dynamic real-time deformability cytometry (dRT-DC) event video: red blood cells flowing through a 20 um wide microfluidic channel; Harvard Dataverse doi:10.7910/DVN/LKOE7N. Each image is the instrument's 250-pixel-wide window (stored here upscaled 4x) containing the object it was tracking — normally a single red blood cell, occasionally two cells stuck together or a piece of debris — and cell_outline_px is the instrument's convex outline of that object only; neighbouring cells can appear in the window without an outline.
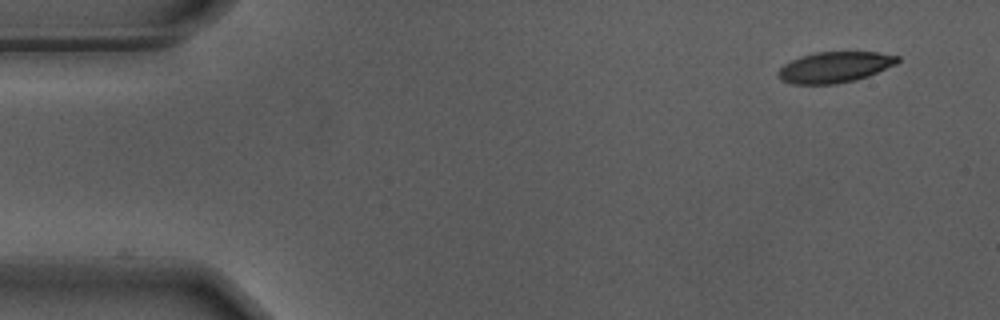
{"species": "Egyptian fruit bat (a non-hibernating species)", "species_latin": "Rousettus aegyptiacus", "temperature_condition": "warm", "stored_images_in_passage": 54, "segment_of_instrument_passage": [1, 2], "camera_frame_rate_fps": 3000, "um_per_image_px": 0.085, "animal": {"sex": "male"}, "frame": {"image": 1, "passage_image": 1, "time_ms": 0.0, "image_size_px": [1000, 320], "cell_outline_px": [[900, 60], [896, 64], [868, 76], [856, 80], [836, 84], [792, 84], [780, 80], [776, 72], [784, 64], [792, 60], [816, 52], [876, 52], [900, 56]], "centroid_in_image_um": [70.95, 5.72], "position_along_channel_um": 14.0, "area_um2": 21.44}}
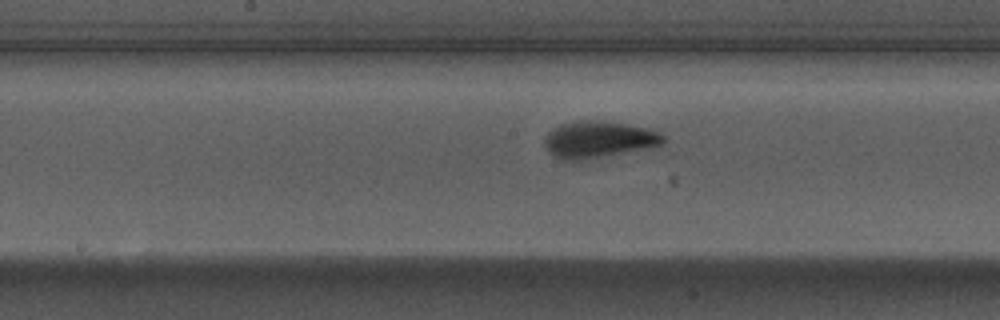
{"frame": {"image": 2, "passage_image": 25, "time_ms": 8.0, "image_size_px": [1000, 320], "cell_outline_px": [[668, 140], [660, 148], [584, 160], [568, 160], [556, 156], [548, 152], [544, 144], [544, 136], [552, 128], [560, 124], [572, 120], [600, 120], [648, 128], [660, 132], [668, 136]], "centroid_in_image_um": [50.99, 11.86], "position_along_channel_um": 197.2, "area_um2": 26.47}}
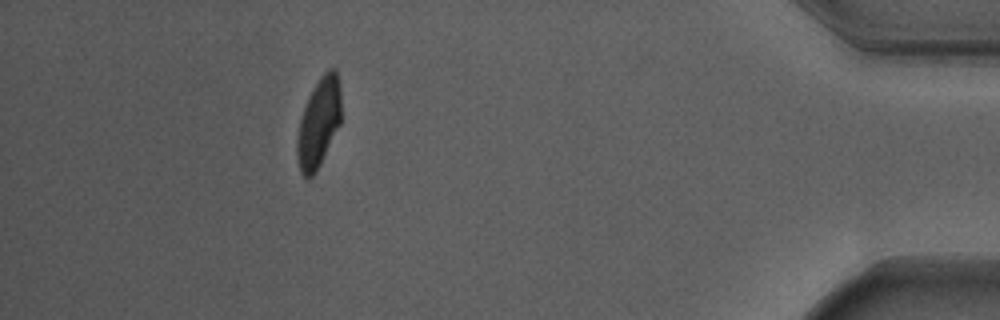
{"frame": {"image": 3, "passage_image": 47, "time_ms": 15.333, "image_size_px": [1000, 320], "cell_outline_px": [[340, 124], [316, 172], [308, 180], [300, 172], [296, 152], [296, 140], [300, 120], [308, 96], [312, 88], [320, 76], [328, 68], [332, 68], [336, 72], [340, 88]], "centroid_in_image_um": [27.07, 10.45], "position_along_channel_um": 408.1, "area_um2": 22.83}}